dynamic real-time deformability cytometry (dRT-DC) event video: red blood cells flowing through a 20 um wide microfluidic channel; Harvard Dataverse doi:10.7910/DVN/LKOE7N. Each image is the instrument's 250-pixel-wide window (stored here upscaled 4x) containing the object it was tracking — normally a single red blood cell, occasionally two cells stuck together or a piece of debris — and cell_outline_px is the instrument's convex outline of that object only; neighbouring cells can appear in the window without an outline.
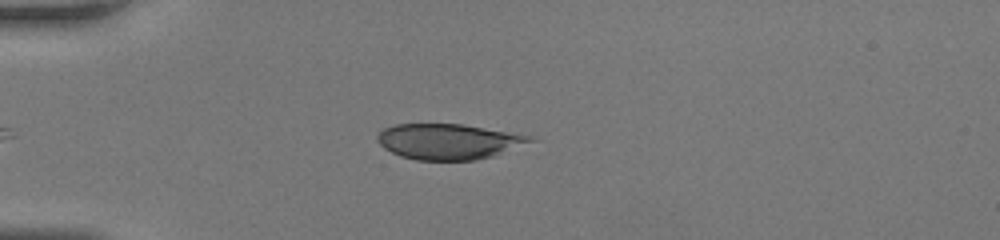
{"species": "human", "species_latin": "Homo sapiens", "temperature_condition": "room temperature", "stored_images_in_passage": 43, "camera_frame_rate_fps": 3000, "um_per_image_px": 0.085, "donor": {"sex": "female"}, "frame": {"image": 1, "passage_image": 14, "time_ms": 4.333, "image_size_px": [1000, 240], "cell_outline_px": [[540, 140], [492, 156], [476, 160], [416, 160], [400, 156], [384, 148], [376, 140], [376, 136], [384, 128], [396, 124], [464, 124], [536, 136]], "centroid_in_image_um": [38.2, 12.02], "position_along_channel_um": 46.8, "area_um2": 32.02}}
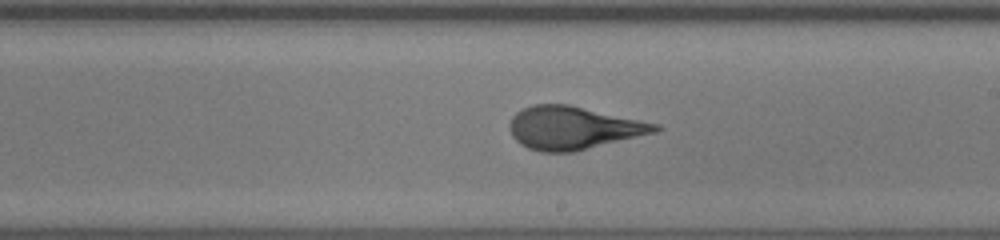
{"frame": {"image": 2, "passage_image": 29, "time_ms": 9.333, "image_size_px": [1000, 240], "cell_outline_px": [[664, 128], [656, 132], [572, 152], [540, 152], [528, 148], [520, 144], [512, 136], [508, 128], [512, 116], [516, 112], [532, 104], [568, 104], [660, 124]], "centroid_in_image_um": [48.71, 10.86], "position_along_channel_um": 240.3, "area_um2": 36.41}}
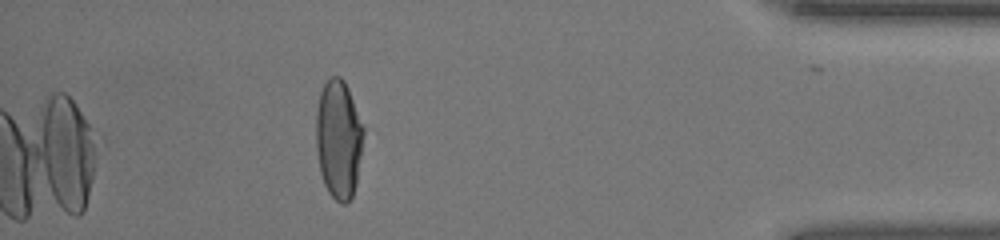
{"frame": {"image": 3, "passage_image": 43, "time_ms": 14.0, "image_size_px": [1000, 240], "cell_outline_px": [[364, 132], [356, 184], [352, 196], [344, 204], [340, 204], [328, 192], [324, 184], [320, 172], [316, 148], [316, 112], [320, 92], [324, 84], [332, 76], [340, 76], [344, 80], [348, 88], [364, 124]], "centroid_in_image_um": [28.78, 11.81], "position_along_channel_um": 406.4, "area_um2": 33.0}}